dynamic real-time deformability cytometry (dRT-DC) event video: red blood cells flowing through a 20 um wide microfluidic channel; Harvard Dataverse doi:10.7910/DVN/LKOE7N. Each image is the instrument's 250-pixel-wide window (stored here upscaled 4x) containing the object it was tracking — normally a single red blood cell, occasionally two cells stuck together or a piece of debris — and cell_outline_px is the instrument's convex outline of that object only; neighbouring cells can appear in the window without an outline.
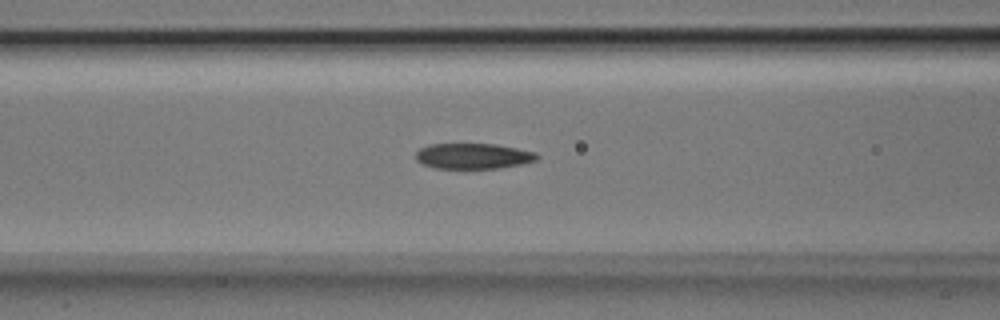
{"species": "Egyptian fruit bat (a non-hibernating species)", "species_latin": "Rousettus aegyptiacus", "temperature_condition": "room temperature", "stored_images_in_passage": 31, "camera_frame_rate_fps": 3000, "um_per_image_px": 0.085, "animal": {"sex": "male"}, "frame": {"image": 1, "passage_image": 5, "time_ms": 1.333, "image_size_px": [1000, 320], "cell_outline_px": [[540, 156], [536, 160], [524, 164], [500, 168], [432, 168], [416, 160], [416, 152], [420, 148], [428, 144], [496, 144], [536, 152]], "centroid_in_image_um": [40.24, 13.26], "position_along_channel_um": 126.4, "area_um2": 18.15}}
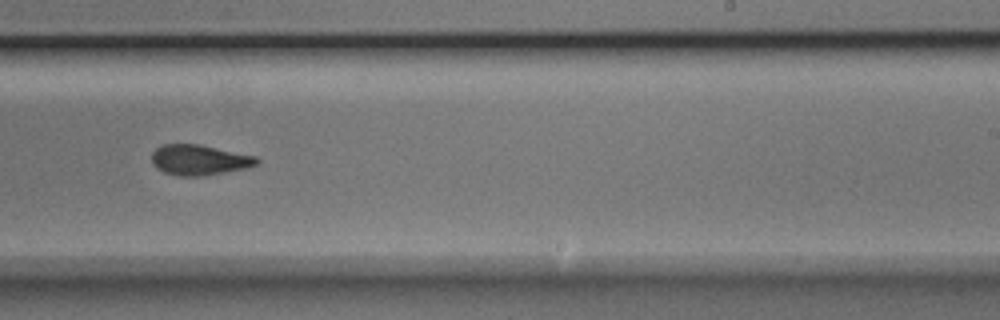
{"frame": {"image": 2, "passage_image": 16, "time_ms": 5.0, "image_size_px": [1000, 320], "cell_outline_px": [[260, 160], [256, 164], [244, 168], [224, 172], [200, 176], [180, 176], [164, 172], [156, 168], [152, 164], [152, 152], [156, 148], [164, 144], [200, 144], [256, 156]], "centroid_in_image_um": [16.91, 13.58], "position_along_channel_um": 272.1, "area_um2": 18.5}}
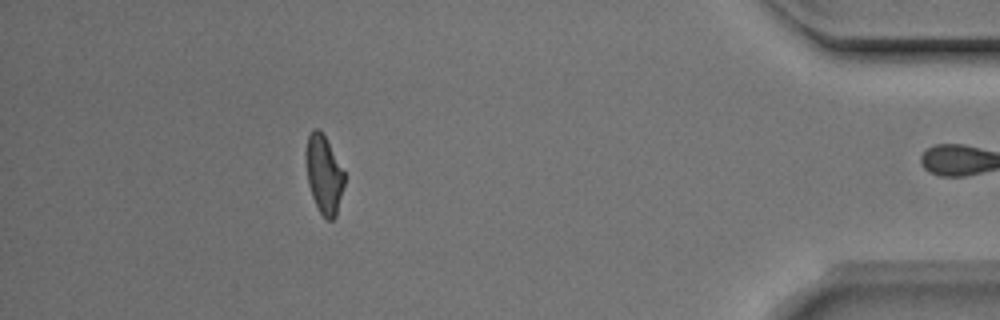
{"frame": {"image": 3, "passage_image": 30, "time_ms": 9.667, "image_size_px": [1000, 320], "cell_outline_px": [[344, 184], [336, 216], [332, 220], [328, 220], [320, 212], [312, 196], [308, 184], [304, 152], [308, 136], [312, 128], [320, 128], [344, 172]], "centroid_in_image_um": [27.5, 14.79], "position_along_channel_um": 407.7, "area_um2": 17.46}, "authors_computed_cell_mechanics": {"area_um2": 18.6116, "velocity_mm_per_s": 3.9939, "shape_relaxation_time_tau1_ms": 3.9099, "shape_relaxation_time_tau2_ms": 2.0481, "deformation_change_tau1": 0.1624, "deformation_change_tau2": 0.0888}}